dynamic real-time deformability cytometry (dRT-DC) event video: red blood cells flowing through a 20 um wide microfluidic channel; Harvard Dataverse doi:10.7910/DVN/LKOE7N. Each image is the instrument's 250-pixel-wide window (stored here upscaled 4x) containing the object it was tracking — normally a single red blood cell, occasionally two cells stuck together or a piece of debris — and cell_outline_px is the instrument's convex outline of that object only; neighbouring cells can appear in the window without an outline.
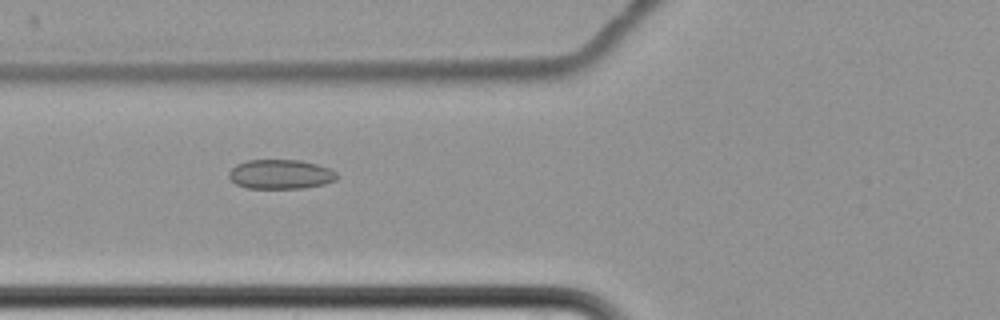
{"species": "common noctule bat (a hibernating species)", "species_latin": "Nyctalus noctula", "temperature_condition": "cold", "stored_images_in_passage": 8, "camera_frame_rate_fps": 3000, "um_per_image_px": 0.085, "animal": {"sex": "female", "body_mass_g": 22.7, "forearm_length_mm": 54.2}, "frame": {"image": 1, "passage_image": 7, "time_ms": 8.0, "image_size_px": [1000, 320], "cell_outline_px": [[336, 180], [324, 184], [304, 188], [248, 188], [236, 184], [228, 176], [228, 172], [236, 164], [248, 160], [300, 160], [316, 164], [328, 168], [336, 172]], "centroid_in_image_um": [23.83, 14.81], "position_along_channel_um": 102.0, "area_um2": 18.44}}
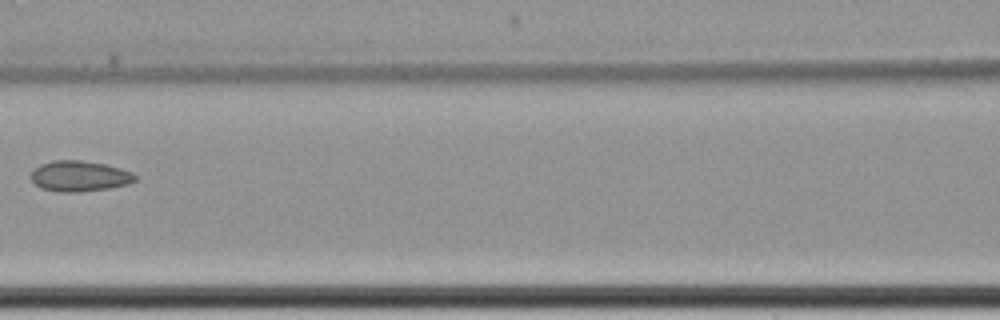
{"frame": {"image": 2, "passage_image": 8, "time_ms": 9.667, "image_size_px": [1000, 320], "cell_outline_px": [[136, 180], [128, 184], [112, 188], [76, 192], [64, 192], [40, 188], [32, 180], [32, 172], [40, 164], [52, 160], [80, 160], [104, 164], [120, 168], [132, 172], [136, 176]], "centroid_in_image_um": [6.78, 14.97], "position_along_channel_um": 159.8, "area_um2": 18.5}}